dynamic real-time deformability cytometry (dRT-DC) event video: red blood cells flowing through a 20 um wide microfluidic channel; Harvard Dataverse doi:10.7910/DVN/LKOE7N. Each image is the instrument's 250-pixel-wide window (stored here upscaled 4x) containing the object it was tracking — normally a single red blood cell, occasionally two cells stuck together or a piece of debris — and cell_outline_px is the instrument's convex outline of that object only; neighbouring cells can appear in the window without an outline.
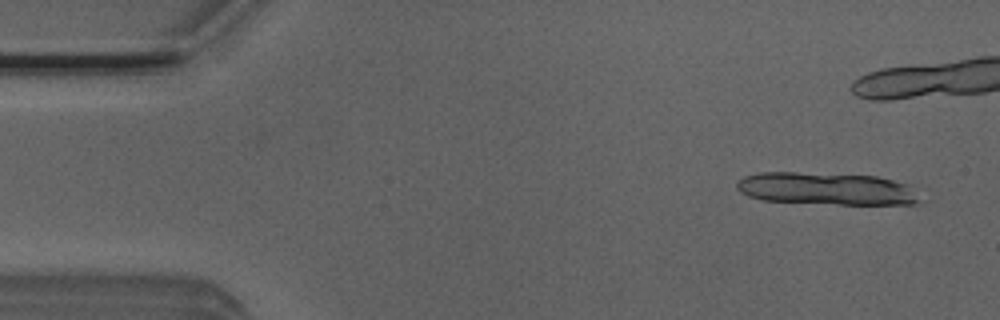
{"species": "Egyptian fruit bat (a non-hibernating species)", "species_latin": "Rousettus aegyptiacus", "temperature_condition": "room temperature", "stored_images_in_passage": 7, "camera_frame_rate_fps": 3000, "um_per_image_px": 0.085, "animal": {"sex": "male"}, "frame": {"image": 1, "passage_image": 1, "time_ms": 0.0, "image_size_px": [1000, 320], "cell_outline_px": [[924, 200], [916, 204], [840, 204], [764, 200], [748, 196], [740, 192], [736, 188], [736, 184], [744, 176], [760, 172], [796, 172], [876, 176], [908, 184]], "centroid_in_image_um": [70.28, 16.04], "position_along_channel_um": 14.7, "area_um2": 34.56}}
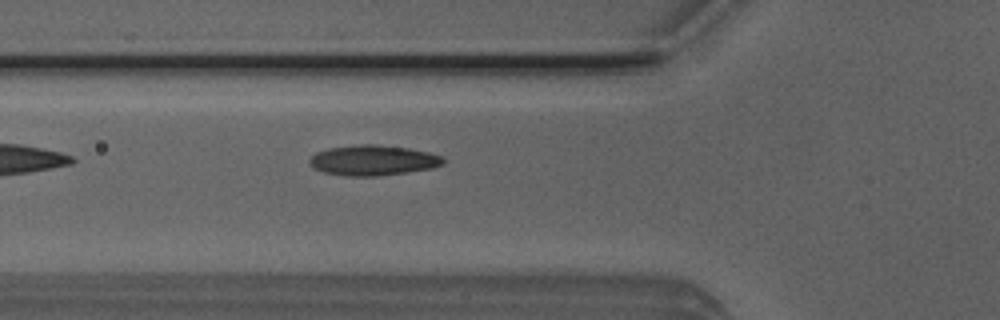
{"frame": {"image": 2, "passage_image": 7, "time_ms": 2.0, "image_size_px": [1000, 320], "cell_outline_px": [[444, 164], [432, 168], [408, 172], [376, 176], [344, 176], [324, 172], [312, 168], [308, 164], [308, 160], [316, 152], [328, 148], [360, 144], [376, 144], [408, 148], [428, 152], [444, 156]], "centroid_in_image_um": [31.69, 13.63], "position_along_channel_um": 94.1, "area_um2": 23.81}}